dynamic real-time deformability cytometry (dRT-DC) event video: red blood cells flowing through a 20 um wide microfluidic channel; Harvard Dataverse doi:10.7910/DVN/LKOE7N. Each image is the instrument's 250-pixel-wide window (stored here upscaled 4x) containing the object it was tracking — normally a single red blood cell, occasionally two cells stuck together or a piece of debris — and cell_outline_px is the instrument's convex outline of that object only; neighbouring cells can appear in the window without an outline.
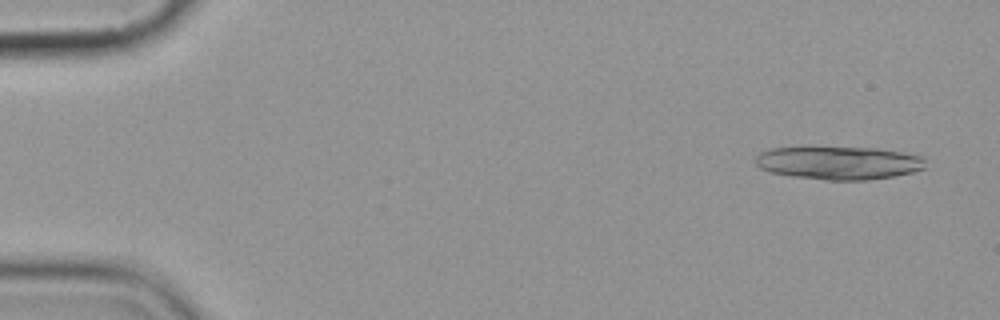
{"species": "common noctule bat (a hibernating species)", "species_latin": "Nyctalus noctula", "temperature_condition": "cold", "stored_images_in_passage": 5, "camera_frame_rate_fps": 3000, "um_per_image_px": 0.085, "animal": {"sex": "female", "body_mass_g": 19.9}, "frame": {"image": 1, "passage_image": 1, "time_ms": 0.0, "image_size_px": [1000, 320], "cell_outline_px": [[924, 168], [912, 172], [896, 176], [868, 180], [824, 180], [792, 176], [768, 172], [760, 168], [756, 164], [756, 156], [760, 152], [768, 148], [876, 148], [924, 156]], "centroid_in_image_um": [71.28, 13.86], "position_along_channel_um": 13.7, "area_um2": 32.71}}